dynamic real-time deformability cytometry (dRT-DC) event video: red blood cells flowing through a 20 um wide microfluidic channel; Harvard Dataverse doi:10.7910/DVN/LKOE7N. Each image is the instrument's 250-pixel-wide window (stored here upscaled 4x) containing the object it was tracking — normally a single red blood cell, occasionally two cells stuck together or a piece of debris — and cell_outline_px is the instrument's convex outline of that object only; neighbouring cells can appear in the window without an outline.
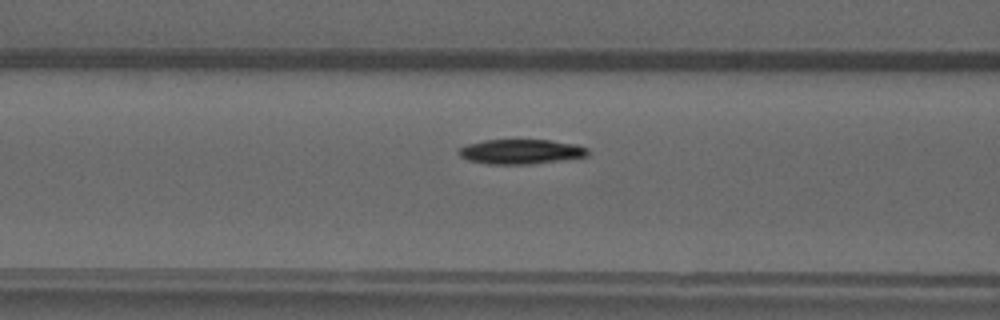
{"species": "common noctule bat (a hibernating species)", "species_latin": "Nyctalus noctula", "temperature_condition": "warm", "stored_images_in_passage": 39, "camera_frame_rate_fps": 3000, "um_per_image_px": 0.085, "animal": {"sex": "male", "forearm_length_mm": 52.5}, "frame": {"image": 1, "passage_image": 14, "time_ms": 4.333, "image_size_px": [1000, 320], "cell_outline_px": [[588, 156], [532, 164], [488, 164], [468, 160], [460, 156], [456, 152], [460, 148], [468, 144], [484, 140], [552, 140], [576, 144], [588, 148]], "centroid_in_image_um": [44.27, 12.89], "position_along_channel_um": 122.3, "area_um2": 18.61}}
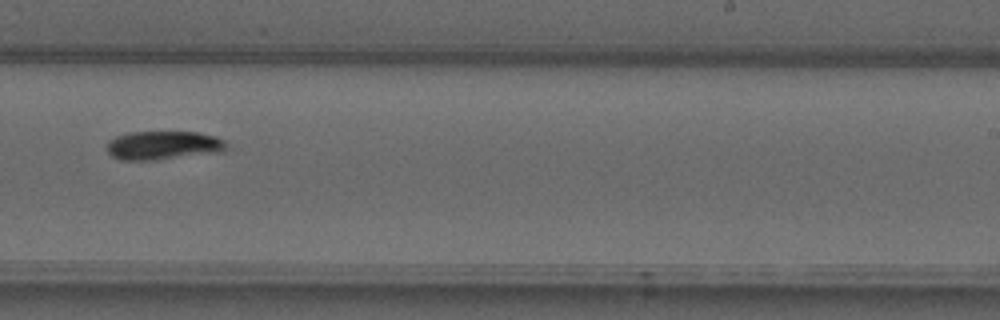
{"frame": {"image": 2, "passage_image": 25, "time_ms": 8.0, "image_size_px": [1000, 320], "cell_outline_px": [[228, 148], [224, 152], [156, 160], [120, 160], [112, 156], [108, 152], [108, 140], [116, 136], [128, 132], [196, 132], [216, 136], [224, 140], [228, 144]], "centroid_in_image_um": [13.92, 12.36], "position_along_channel_um": 275.1, "area_um2": 20.29}}
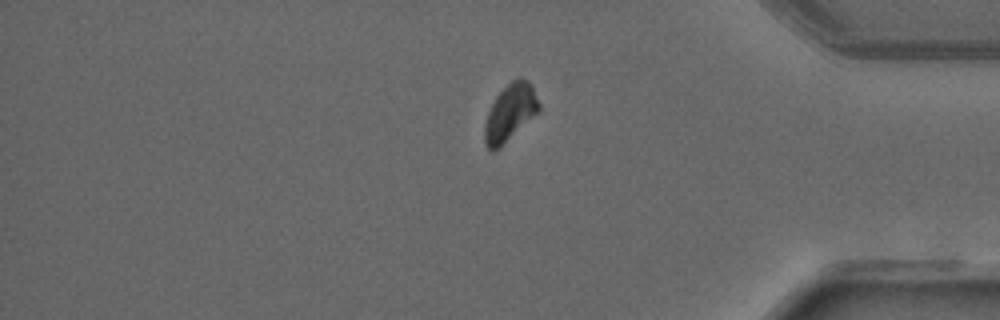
{"frame": {"image": 3, "passage_image": 35, "time_ms": 11.333, "image_size_px": [1000, 320], "cell_outline_px": [[540, 108], [500, 148], [492, 152], [488, 148], [484, 140], [484, 124], [488, 112], [496, 96], [512, 80], [520, 76], [528, 80], [540, 104]], "centroid_in_image_um": [43.32, 9.57], "position_along_channel_um": 391.9, "area_um2": 17.57}}